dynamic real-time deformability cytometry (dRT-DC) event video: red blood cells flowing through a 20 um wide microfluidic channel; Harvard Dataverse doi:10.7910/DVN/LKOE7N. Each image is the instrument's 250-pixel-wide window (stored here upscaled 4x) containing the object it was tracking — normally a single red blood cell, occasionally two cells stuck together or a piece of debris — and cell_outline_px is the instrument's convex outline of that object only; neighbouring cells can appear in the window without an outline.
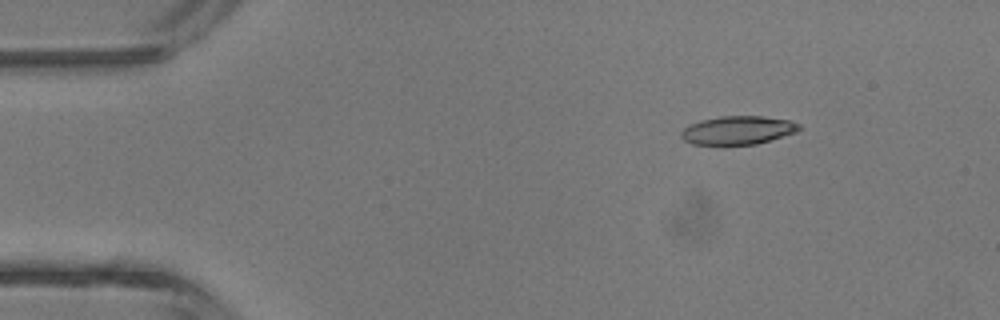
{"species": "common noctule bat (a hibernating species)", "species_latin": "Nyctalus noctula", "temperature_condition": "room temperature", "stored_images_in_passage": 3, "camera_frame_rate_fps": 3000, "um_per_image_px": 0.085, "animal": {"sex": "male", "body_mass_g": 13.3}, "frame": {"image": 1, "passage_image": 1, "time_ms": 0.0, "image_size_px": [1000, 320], "cell_outline_px": [[800, 128], [796, 132], [756, 144], [692, 144], [684, 140], [680, 136], [680, 132], [688, 124], [700, 120], [720, 116], [764, 116], [788, 120], [800, 124]], "centroid_in_image_um": [62.68, 11.06], "position_along_channel_um": 22.3, "area_um2": 19.48}}
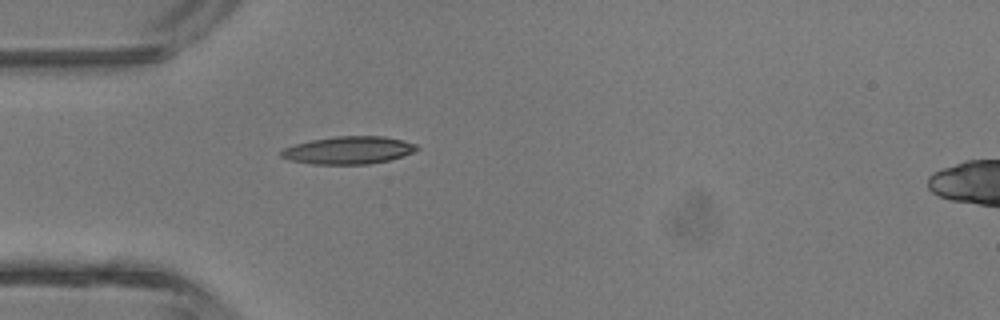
{"frame": {"image": 2, "passage_image": 3, "time_ms": 2.333, "image_size_px": [1000, 320], "cell_outline_px": [[420, 148], [404, 156], [388, 160], [368, 164], [312, 164], [288, 160], [280, 156], [280, 152], [284, 148], [296, 144], [312, 140], [336, 136], [384, 136], [404, 140], [416, 144]], "centroid_in_image_um": [29.64, 12.77], "position_along_channel_um": 55.4, "area_um2": 21.85}}